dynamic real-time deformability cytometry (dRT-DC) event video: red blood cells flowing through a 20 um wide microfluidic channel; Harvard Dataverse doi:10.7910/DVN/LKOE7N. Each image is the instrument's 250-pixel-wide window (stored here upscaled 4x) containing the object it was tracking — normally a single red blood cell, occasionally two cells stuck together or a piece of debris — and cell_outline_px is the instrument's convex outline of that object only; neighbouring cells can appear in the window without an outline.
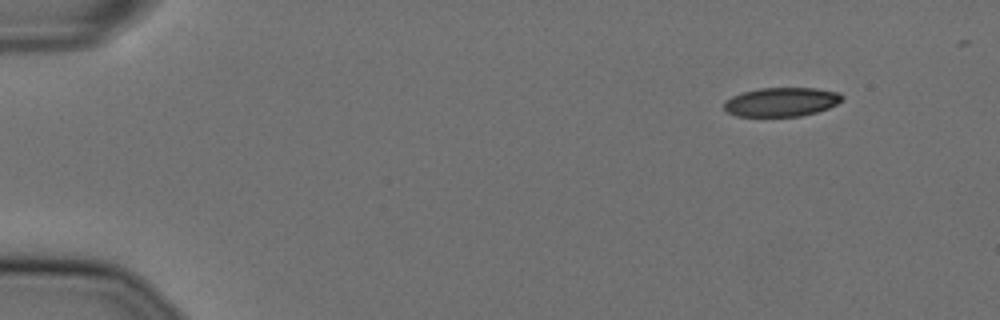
{"species": "Egyptian fruit bat (a non-hibernating species)", "species_latin": "Rousettus aegyptiacus", "temperature_condition": "cold", "stored_images_in_passage": 42, "camera_frame_rate_fps": 3000, "um_per_image_px": 0.085, "animal": {"sex": "female"}, "frame": {"image": 1, "passage_image": 1, "time_ms": 0.0, "image_size_px": [1000, 320], "cell_outline_px": [[844, 96], [836, 104], [828, 108], [816, 112], [800, 116], [736, 116], [728, 112], [724, 108], [724, 100], [732, 96], [744, 92], [760, 88], [816, 88], [840, 92]], "centroid_in_image_um": [66.42, 8.66], "position_along_channel_um": 18.6, "area_um2": 19.88}}
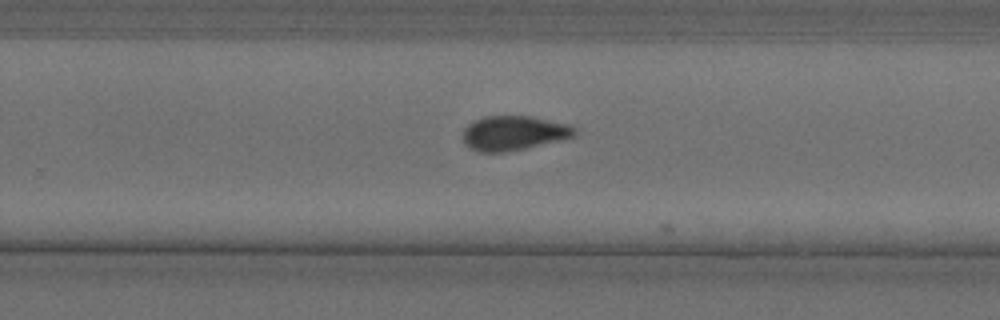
{"frame": {"image": 2, "passage_image": 32, "time_ms": 10.333, "image_size_px": [1000, 320], "cell_outline_px": [[580, 128], [576, 136], [560, 140], [524, 148], [504, 152], [480, 152], [468, 148], [464, 144], [464, 128], [472, 120], [484, 116], [532, 116], [572, 124]], "centroid_in_image_um": [43.72, 11.29], "position_along_channel_um": 286.1, "area_um2": 22.89}}
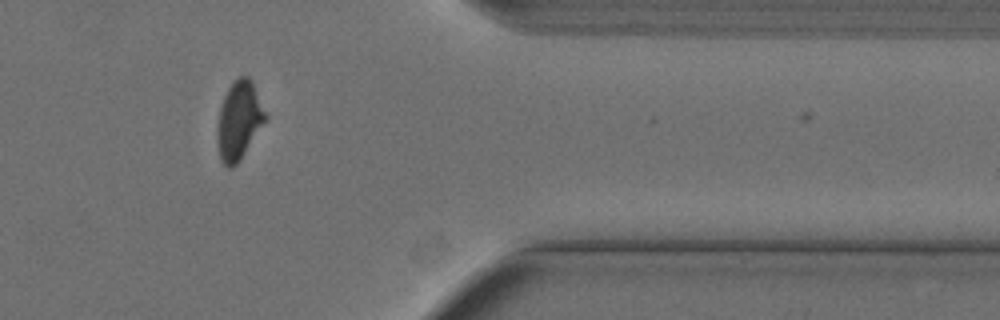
{"frame": {"image": 3, "passage_image": 42, "time_ms": 13.667, "image_size_px": [1000, 320], "cell_outline_px": [[268, 120], [240, 160], [232, 168], [228, 168], [224, 164], [220, 156], [220, 108], [224, 96], [228, 88], [240, 76], [248, 76], [252, 80], [268, 116]], "centroid_in_image_um": [20.41, 10.21], "position_along_channel_um": 391.0, "area_um2": 21.39}, "authors_computed_cell_mechanics": {"area_um2": 22.3686, "velocity_mm_per_s": 3.6313, "shape_relaxation_time_tau1_ms": null, "shape_relaxation_time_tau2_ms": 2.0801, "deformation_change_tau1": null, "deformation_change_tau2": 0.0653}}